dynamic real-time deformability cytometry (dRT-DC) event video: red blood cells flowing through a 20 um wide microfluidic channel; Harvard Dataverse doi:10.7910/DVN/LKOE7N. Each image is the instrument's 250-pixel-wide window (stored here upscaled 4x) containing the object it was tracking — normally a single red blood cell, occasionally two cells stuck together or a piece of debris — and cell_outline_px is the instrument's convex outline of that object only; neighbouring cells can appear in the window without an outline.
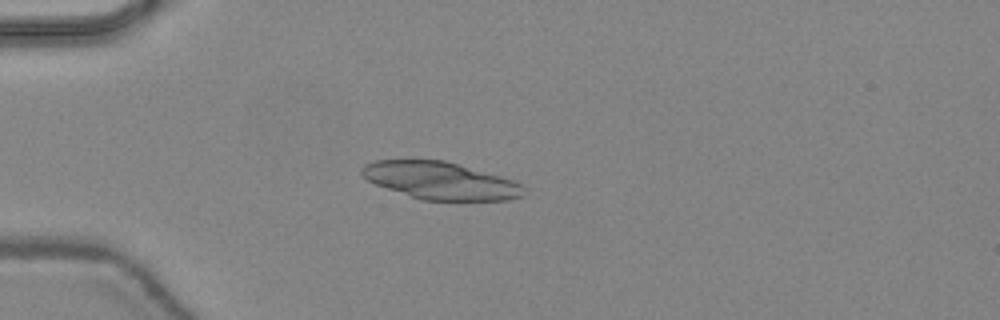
{"species": "common noctule bat (a hibernating species)", "species_latin": "Nyctalus noctula", "temperature_condition": "warm", "stored_images_in_passage": 34, "camera_frame_rate_fps": 3000, "um_per_image_px": 0.085, "animal": {"sex": "female", "body_mass_g": 24.6, "forearm_length_mm": 56.2}, "frame": {"image": 1, "passage_image": 1, "time_ms": 0.0, "image_size_px": [1000, 320], "cell_outline_px": [[524, 196], [508, 200], [424, 200], [376, 184], [368, 180], [360, 172], [360, 168], [364, 164], [372, 160], [444, 160], [500, 176], [512, 180], [520, 184]], "centroid_in_image_um": [37.41, 15.34], "position_along_channel_um": 47.6, "area_um2": 34.74}}